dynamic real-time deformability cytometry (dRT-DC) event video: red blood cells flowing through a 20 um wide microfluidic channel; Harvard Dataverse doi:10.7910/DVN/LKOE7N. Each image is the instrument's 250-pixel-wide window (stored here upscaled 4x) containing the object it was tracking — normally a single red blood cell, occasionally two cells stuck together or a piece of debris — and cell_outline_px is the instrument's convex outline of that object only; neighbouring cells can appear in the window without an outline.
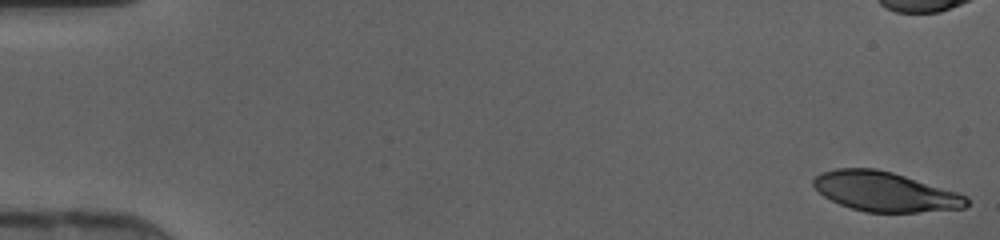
{"species": "human", "species_latin": "Homo sapiens", "temperature_condition": "cold", "stored_images_in_passage": 15, "camera_frame_rate_fps": 3000, "um_per_image_px": 0.085, "donor": {"sex": "female"}, "frame": {"image": 1, "passage_image": 1, "time_ms": 0.0, "image_size_px": [1000, 240], "cell_outline_px": [[968, 204], [964, 208], [916, 212], [864, 212], [840, 204], [824, 196], [812, 184], [812, 180], [820, 172], [836, 168], [876, 168], [892, 172], [960, 192], [968, 196]], "centroid_in_image_um": [75.25, 16.28], "position_along_channel_um": 9.8, "area_um2": 35.43}}